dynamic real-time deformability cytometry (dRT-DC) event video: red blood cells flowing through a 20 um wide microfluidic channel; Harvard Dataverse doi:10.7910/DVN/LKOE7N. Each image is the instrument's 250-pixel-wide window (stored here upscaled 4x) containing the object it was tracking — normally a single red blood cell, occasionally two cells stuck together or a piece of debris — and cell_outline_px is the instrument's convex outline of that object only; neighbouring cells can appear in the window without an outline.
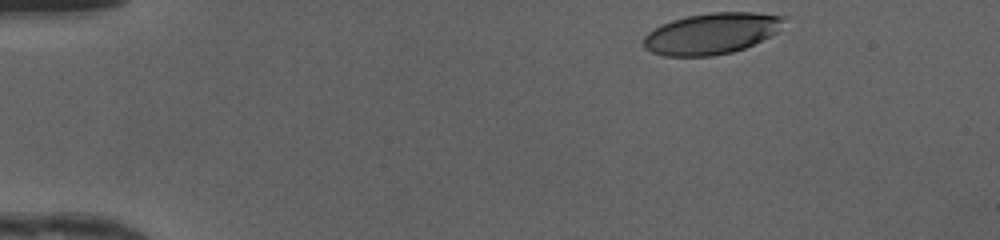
{"species": "human", "species_latin": "Homo sapiens", "temperature_condition": "cold", "stored_images_in_passage": 36, "camera_frame_rate_fps": 3000, "um_per_image_px": 0.085, "donor": {"sex": "female"}, "frame": {"image": 1, "passage_image": 1, "time_ms": 0.0, "image_size_px": [1000, 240], "cell_outline_px": [[788, 16], [776, 32], [744, 48], [732, 52], [712, 56], [664, 56], [652, 52], [644, 48], [644, 36], [648, 32], [660, 24], [672, 20], [688, 16], [708, 12], [752, 12]], "centroid_in_image_um": [60.45, 2.84], "position_along_channel_um": 24.6, "area_um2": 33.58}}
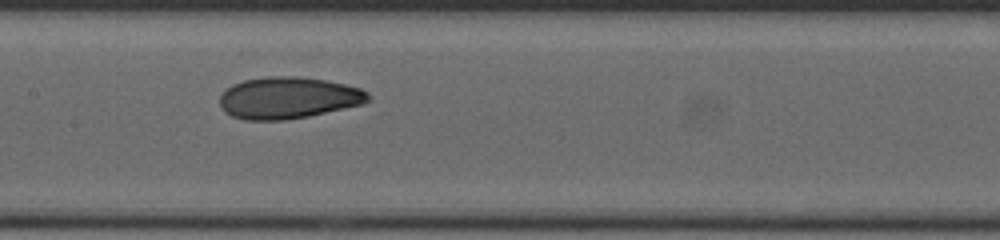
{"frame": {"image": 2, "passage_image": 19, "time_ms": 6.0, "image_size_px": [1000, 240], "cell_outline_px": [[372, 100], [364, 104], [308, 116], [284, 120], [244, 120], [232, 116], [224, 112], [220, 104], [220, 96], [232, 84], [244, 80], [268, 76], [296, 76], [328, 80], [360, 88], [368, 92]], "centroid_in_image_um": [24.52, 8.31], "position_along_channel_um": 182.9, "area_um2": 36.24}}
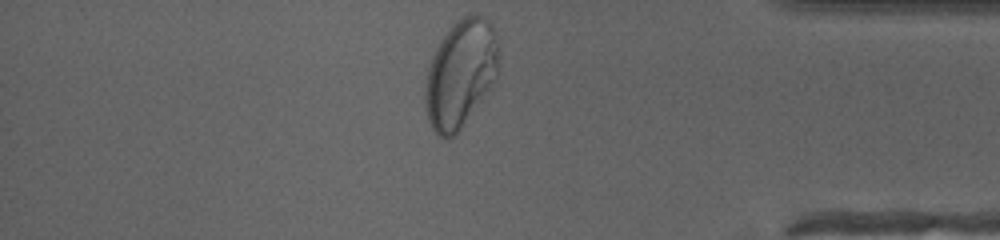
{"frame": {"image": 3, "passage_image": 36, "time_ms": 11.667, "image_size_px": [1000, 240], "cell_outline_px": [[500, 72], [496, 80], [456, 136], [448, 140], [440, 136], [432, 128], [428, 120], [424, 100], [424, 88], [428, 68], [432, 56], [440, 40], [452, 24], [464, 16], [476, 12], [488, 20], [492, 24], [496, 32]], "centroid_in_image_um": [39.16, 6.27], "position_along_channel_um": 396.0, "area_um2": 46.88}, "authors_computed_cell_mechanics": {"area_um2": 35.4892, "velocity_mm_per_s": 4.1757, "shape_relaxation_time_tau1_ms": 6.4354, "shape_relaxation_time_tau2_ms": 1.0653, "deformation_change_tau1": 0.2321, "deformation_change_tau2": 0.0517}}